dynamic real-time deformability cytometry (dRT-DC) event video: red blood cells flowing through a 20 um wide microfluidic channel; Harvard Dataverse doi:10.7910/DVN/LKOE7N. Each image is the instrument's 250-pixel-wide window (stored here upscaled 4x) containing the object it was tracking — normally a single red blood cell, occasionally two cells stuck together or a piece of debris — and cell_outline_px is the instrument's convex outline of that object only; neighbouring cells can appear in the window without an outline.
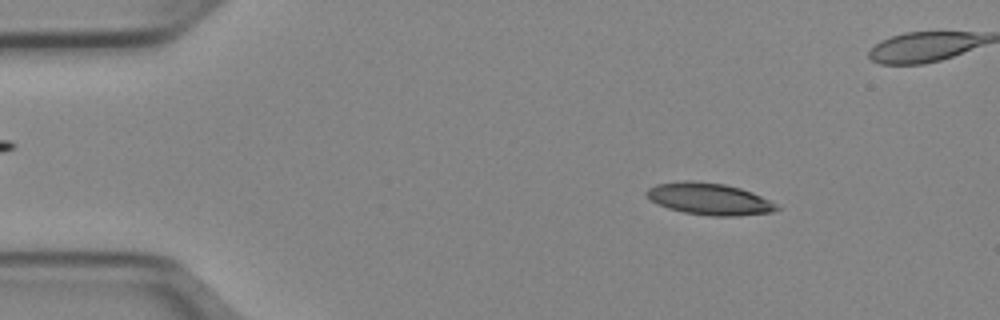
{"species": "Egyptian fruit bat (a non-hibernating species)", "species_latin": "Rousettus aegyptiacus", "temperature_condition": "cold", "stored_images_in_passage": 51, "camera_frame_rate_fps": 3000, "um_per_image_px": 0.085, "animal": {"sex": "female"}, "frame": {"image": 1, "passage_image": 7, "time_ms": 2.0, "image_size_px": [1000, 320], "cell_outline_px": [[780, 208], [772, 212], [736, 216], [708, 216], [684, 212], [668, 208], [656, 204], [644, 196], [644, 192], [648, 188], [656, 184], [684, 180], [692, 180], [724, 184], [740, 188], [752, 192], [776, 204]], "centroid_in_image_um": [60.22, 16.9], "position_along_channel_um": 24.8, "area_um2": 24.28}}
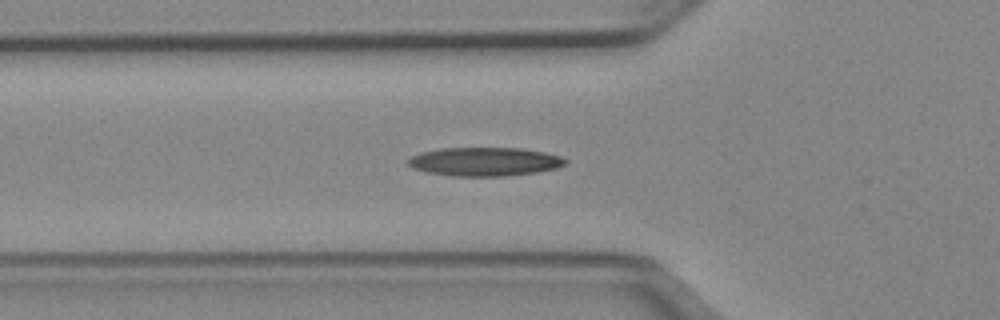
{"frame": {"image": 2, "passage_image": 17, "time_ms": 5.333, "image_size_px": [1000, 320], "cell_outline_px": [[568, 164], [556, 168], [536, 172], [504, 176], [452, 176], [428, 172], [412, 168], [408, 164], [408, 160], [412, 156], [420, 152], [440, 148], [520, 148], [544, 152], [560, 156], [568, 160]], "centroid_in_image_um": [41.21, 13.74], "position_along_channel_um": 84.6, "area_um2": 26.3}}
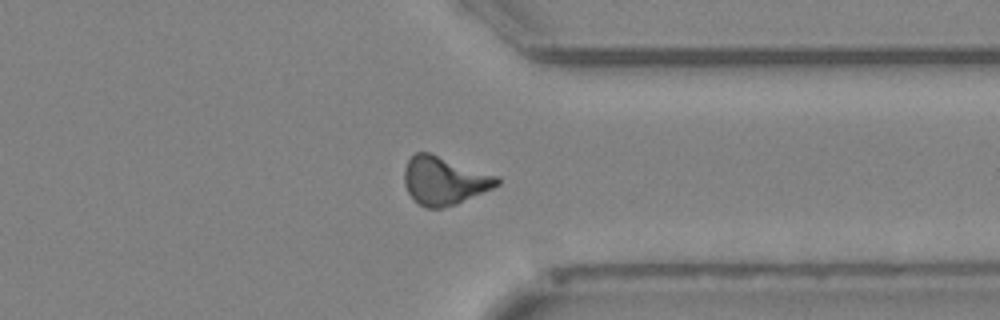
{"frame": {"image": 3, "passage_image": 39, "time_ms": 12.667, "image_size_px": [1000, 320], "cell_outline_px": [[500, 184], [492, 188], [456, 204], [440, 208], [424, 208], [408, 192], [404, 184], [404, 168], [408, 160], [416, 152], [432, 152], [500, 176]], "centroid_in_image_um": [37.78, 15.32], "position_along_channel_um": 373.6, "area_um2": 26.24}, "authors_computed_cell_mechanics": {"area_um2": 24.3338, "velocity_mm_per_s": 3.9608, "shape_relaxation_time_tau1_ms": null, "shape_relaxation_time_tau2_ms": 4.5406, "deformation_change_tau1": null, "deformation_change_tau2": 0.1441}}